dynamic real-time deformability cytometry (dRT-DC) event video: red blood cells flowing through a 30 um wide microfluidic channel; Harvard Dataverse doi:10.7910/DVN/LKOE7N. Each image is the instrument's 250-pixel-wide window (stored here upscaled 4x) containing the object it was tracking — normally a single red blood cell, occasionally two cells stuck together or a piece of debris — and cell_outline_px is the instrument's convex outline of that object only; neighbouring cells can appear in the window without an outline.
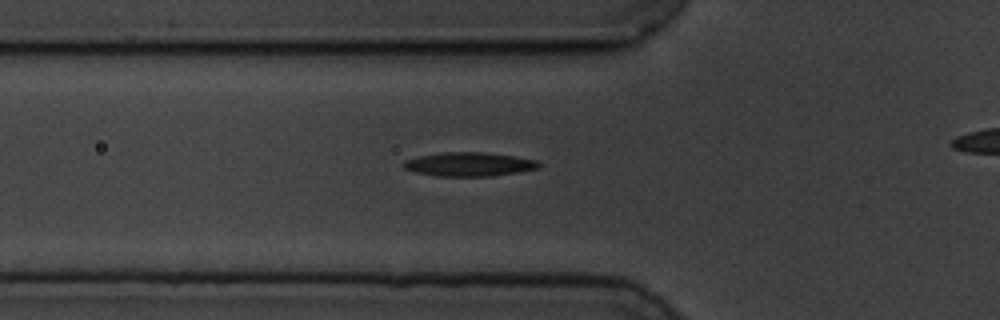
{"species": "common noctule bat (a hibernating species)", "species_latin": "Nyctalus noctula", "temperature_condition": "cold", "stored_images_in_passage": 36, "camera_frame_rate_fps": 3000, "um_per_image_px": 0.085, "animal": {"sex": "male", "body_mass_g": 19.5, "forearm_length_mm": 54.6}, "frame": {"image": 1, "passage_image": 2, "time_ms": 0.333, "image_size_px": [1000, 320], "cell_outline_px": [[540, 168], [492, 176], [436, 176], [416, 172], [404, 168], [400, 164], [404, 160], [420, 156], [444, 152], [484, 152], [516, 156], [540, 160]], "centroid_in_image_um": [39.89, 13.96], "position_along_channel_um": 85.9, "area_um2": 18.96}}
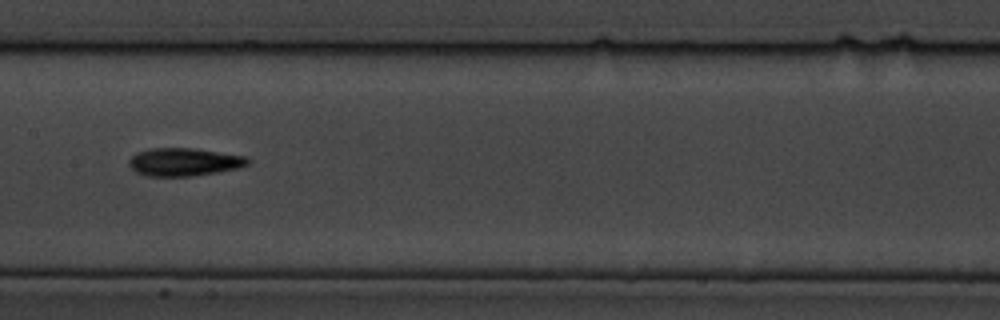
{"frame": {"image": 2, "passage_image": 11, "time_ms": 3.333, "image_size_px": [1000, 320], "cell_outline_px": [[248, 164], [236, 168], [220, 172], [192, 176], [148, 176], [136, 172], [128, 164], [128, 160], [136, 152], [148, 148], [192, 148], [244, 156], [248, 160]], "centroid_in_image_um": [15.58, 13.77], "position_along_channel_um": 191.8, "area_um2": 19.25}}
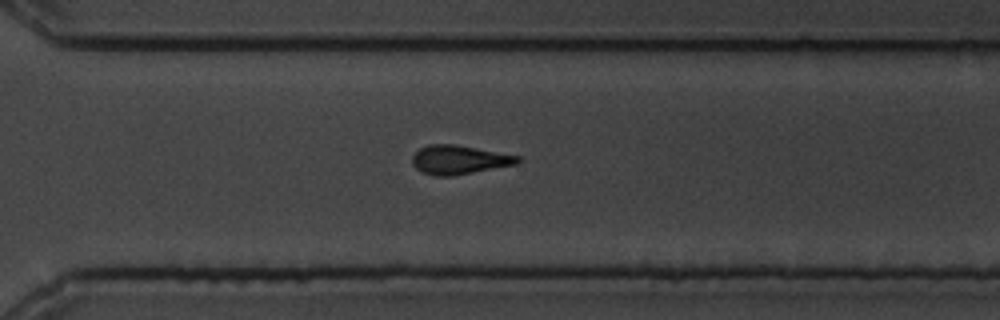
{"frame": {"image": 3, "passage_image": 23, "time_ms": 7.333, "image_size_px": [1000, 320], "cell_outline_px": [[520, 160], [516, 164], [452, 176], [436, 176], [420, 172], [412, 164], [412, 156], [420, 148], [428, 144], [456, 144], [520, 156]], "centroid_in_image_um": [38.99, 13.57], "position_along_channel_um": 331.6, "area_um2": 17.74}}